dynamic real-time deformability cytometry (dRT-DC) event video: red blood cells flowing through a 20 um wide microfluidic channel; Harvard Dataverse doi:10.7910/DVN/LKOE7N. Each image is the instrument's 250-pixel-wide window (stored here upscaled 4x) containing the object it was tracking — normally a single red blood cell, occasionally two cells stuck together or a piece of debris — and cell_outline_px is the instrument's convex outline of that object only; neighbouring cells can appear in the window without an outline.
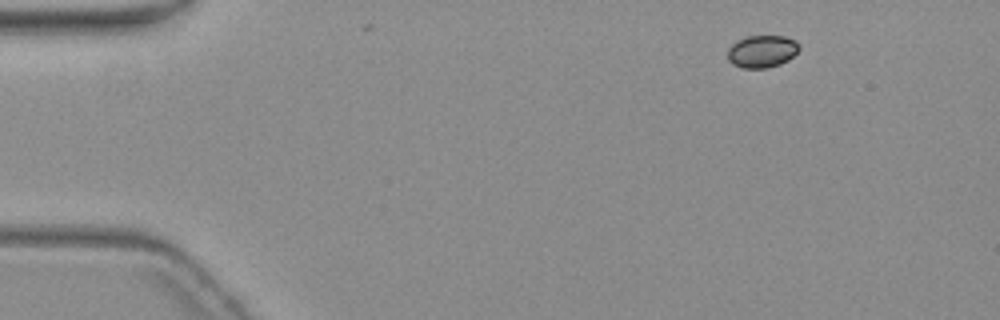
{"species": "common noctule bat (a hibernating species)", "species_latin": "Nyctalus noctula", "temperature_condition": "warm", "stored_images_in_passage": 3, "camera_frame_rate_fps": 3000, "um_per_image_px": 0.085, "animal": {"sex": "female", "body_mass_g": 19.3, "forearm_length_mm": 54.1}, "frame": {"image": 1, "passage_image": 1, "time_ms": 0.0, "image_size_px": [1000, 320], "cell_outline_px": [[800, 48], [788, 60], [780, 64], [768, 68], [744, 68], [732, 64], [728, 60], [728, 48], [736, 40], [748, 36], [784, 36], [796, 40]], "centroid_in_image_um": [64.76, 4.36], "position_along_channel_um": 20.2, "area_um2": 13.53}}
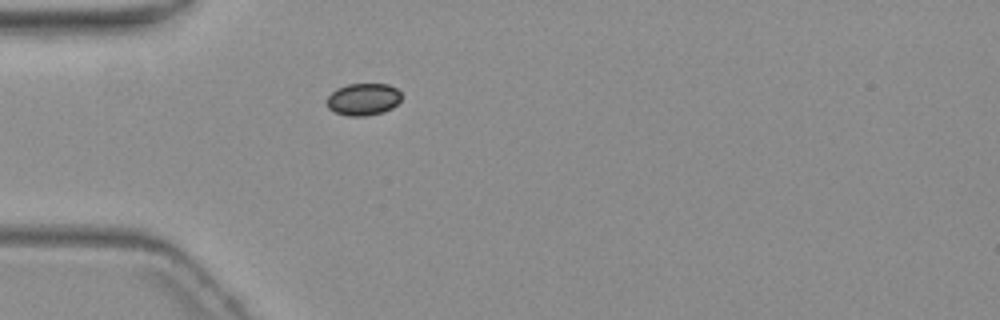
{"frame": {"image": 2, "passage_image": 3, "time_ms": 3.333, "image_size_px": [1000, 320], "cell_outline_px": [[400, 100], [392, 108], [384, 112], [364, 116], [348, 116], [336, 112], [328, 108], [328, 96], [336, 88], [348, 84], [388, 84], [396, 88], [400, 92]], "centroid_in_image_um": [30.88, 8.43], "position_along_channel_um": 54.1, "area_um2": 13.87}}